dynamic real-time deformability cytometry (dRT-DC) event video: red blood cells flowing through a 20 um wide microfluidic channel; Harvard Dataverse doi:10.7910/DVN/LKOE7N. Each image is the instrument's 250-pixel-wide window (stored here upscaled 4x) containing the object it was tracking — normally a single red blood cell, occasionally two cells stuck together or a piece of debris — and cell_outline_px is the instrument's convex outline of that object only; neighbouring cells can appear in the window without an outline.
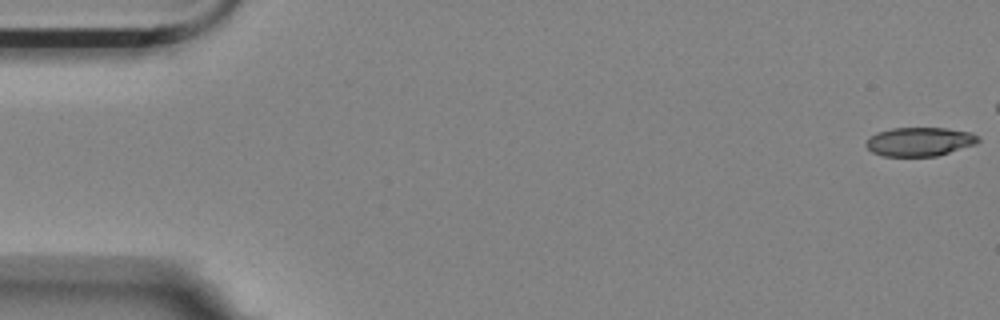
{"species": "Egyptian fruit bat (a non-hibernating species)", "species_latin": "Rousettus aegyptiacus", "temperature_condition": "room temperature", "stored_images_in_passage": 20, "camera_frame_rate_fps": 3000, "um_per_image_px": 0.085, "animal": {"sex": "female"}, "frame": {"image": 1, "passage_image": 1, "time_ms": 0.0, "image_size_px": [1000, 320], "cell_outline_px": [[980, 140], [976, 144], [936, 156], [884, 156], [872, 152], [864, 144], [876, 132], [892, 128], [944, 128], [972, 132], [980, 136]], "centroid_in_image_um": [78.19, 12.04], "position_along_channel_um": 6.8, "area_um2": 18.84}}
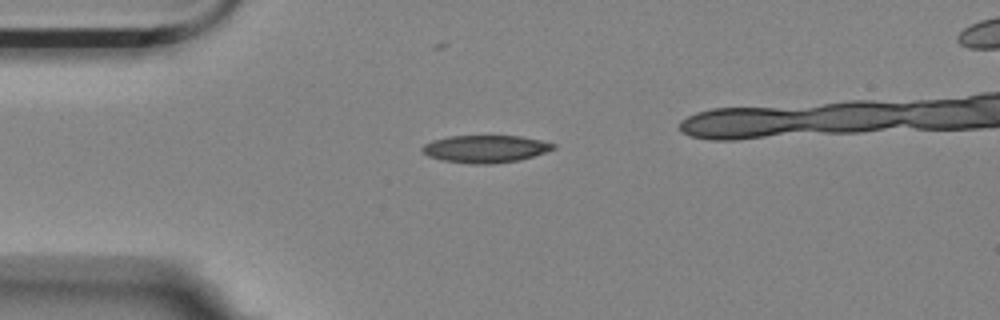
{"frame": {"image": 2, "passage_image": 14, "time_ms": 4.333, "image_size_px": [1000, 320], "cell_outline_px": [[556, 148], [520, 160], [488, 164], [472, 164], [444, 160], [428, 156], [420, 152], [420, 148], [424, 144], [432, 140], [448, 136], [520, 136], [540, 140], [556, 144]], "centroid_in_image_um": [41.22, 12.65], "position_along_channel_um": 43.8, "area_um2": 20.92}}
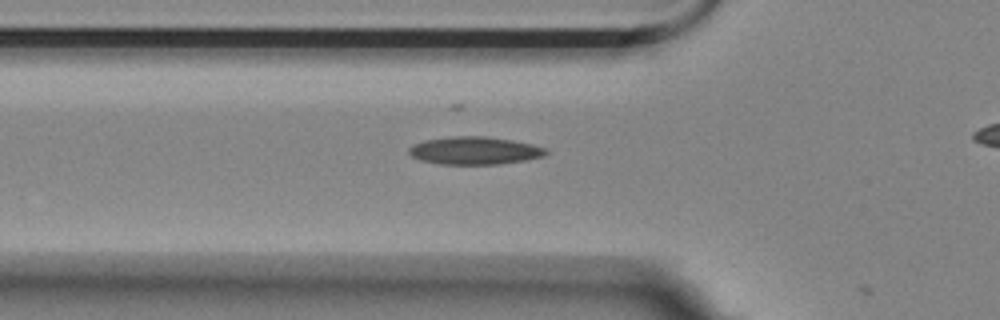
{"frame": {"image": 3, "passage_image": 19, "time_ms": 6.0, "image_size_px": [1000, 320], "cell_outline_px": [[548, 152], [544, 156], [524, 160], [500, 164], [440, 164], [420, 160], [412, 156], [408, 152], [408, 148], [412, 144], [424, 140], [452, 136], [484, 136], [512, 140], [532, 144], [544, 148]], "centroid_in_image_um": [40.3, 12.8], "position_along_channel_um": 85.5, "area_um2": 22.14}}